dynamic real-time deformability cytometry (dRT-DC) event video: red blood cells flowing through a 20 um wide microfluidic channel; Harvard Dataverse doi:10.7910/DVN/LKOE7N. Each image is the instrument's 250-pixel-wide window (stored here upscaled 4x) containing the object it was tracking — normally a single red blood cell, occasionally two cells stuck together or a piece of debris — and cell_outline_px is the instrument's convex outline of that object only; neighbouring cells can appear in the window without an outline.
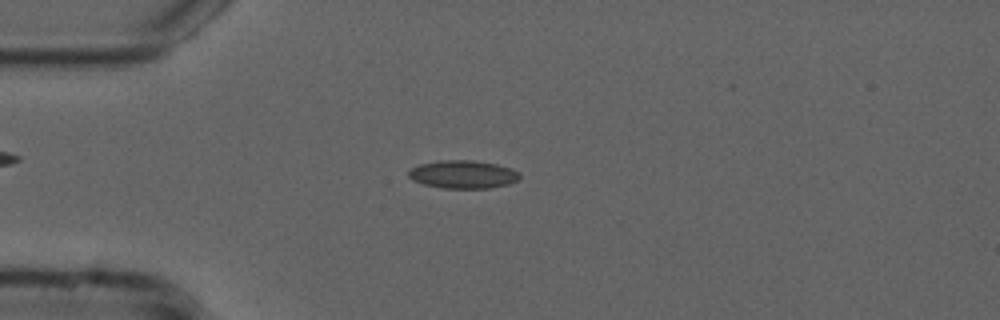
{"species": "common noctule bat (a hibernating species)", "species_latin": "Nyctalus noctula", "temperature_condition": "cold", "stored_images_in_passage": 53, "camera_frame_rate_fps": 3000, "um_per_image_px": 0.085, "animal": {"sex": "male", "forearm_length_mm": 52.5}, "frame": {"image": 1, "passage_image": 13, "time_ms": 4.0, "image_size_px": [1000, 320], "cell_outline_px": [[520, 176], [516, 180], [508, 184], [488, 188], [444, 188], [424, 184], [412, 180], [408, 176], [408, 172], [412, 168], [420, 164], [440, 160], [472, 160], [496, 164], [512, 168], [520, 172]], "centroid_in_image_um": [39.36, 14.81], "position_along_channel_um": 45.6, "area_um2": 18.09}}
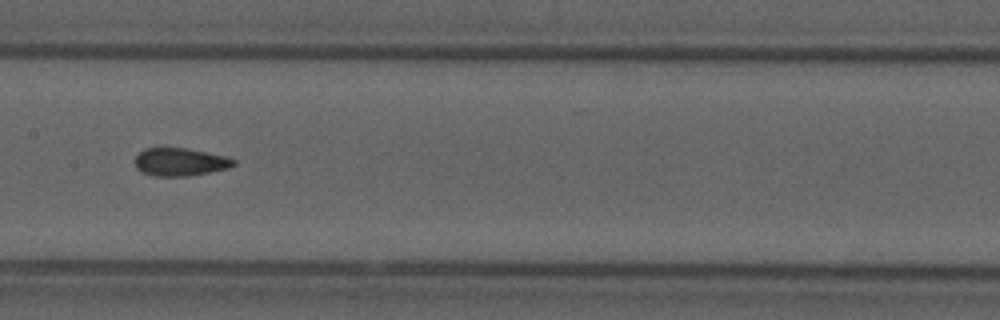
{"frame": {"image": 2, "passage_image": 26, "time_ms": 8.333, "image_size_px": [1000, 320], "cell_outline_px": [[236, 164], [228, 168], [188, 176], [152, 176], [140, 172], [136, 168], [136, 156], [144, 148], [188, 148], [228, 156], [236, 160]], "centroid_in_image_um": [15.32, 13.76], "position_along_channel_um": 192.1, "area_um2": 16.18}}
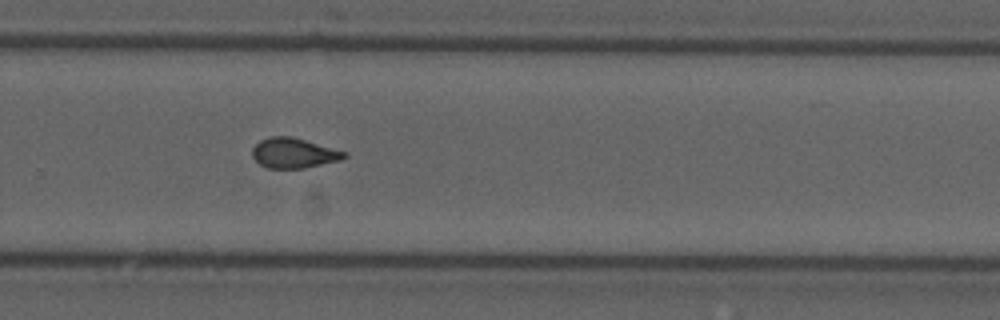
{"frame": {"image": 3, "passage_image": 35, "time_ms": 11.333, "image_size_px": [1000, 320], "cell_outline_px": [[348, 156], [340, 160], [304, 168], [268, 168], [260, 164], [252, 156], [252, 148], [260, 140], [272, 136], [292, 136], [348, 152]], "centroid_in_image_um": [24.98, 13.0], "position_along_channel_um": 304.8, "area_um2": 16.13}, "authors_computed_cell_mechanics": {"area_um2": 16.5308, "velocity_mm_per_s": 3.7711, "shape_relaxation_time_tau1_ms": null, "shape_relaxation_time_tau2_ms": 0.9693, "deformation_change_tau1": null, "deformation_change_tau2": 0.0668}}